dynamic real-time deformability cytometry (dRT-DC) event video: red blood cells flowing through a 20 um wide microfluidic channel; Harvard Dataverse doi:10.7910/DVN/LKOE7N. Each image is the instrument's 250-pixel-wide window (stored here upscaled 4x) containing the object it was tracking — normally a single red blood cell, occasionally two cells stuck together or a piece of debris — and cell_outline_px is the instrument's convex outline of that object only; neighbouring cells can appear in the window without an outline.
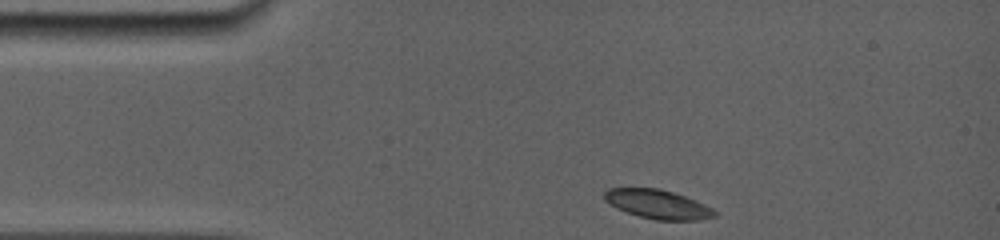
{"species": "common noctule bat (a hibernating species)", "species_latin": "Nyctalus noctula", "temperature_condition": "room temperature", "stored_images_in_passage": 33, "segment_of_instrument_passage": [1, 2], "camera_frame_rate_fps": 5000, "um_per_image_px": 0.085, "animal": {"sex": "female", "body_mass_g": 19.0, "forearm_length_mm": 56.7}, "frame": {"image": 1, "passage_image": 1, "time_ms": 0.0, "image_size_px": [1000, 240], "cell_outline_px": [[716, 216], [700, 220], [656, 220], [640, 216], [616, 208], [604, 200], [604, 192], [608, 188], [660, 188], [684, 196], [704, 204], [712, 208], [716, 212]], "centroid_in_image_um": [55.9, 17.36], "position_along_channel_um": 29.1, "area_um2": 18.5}}
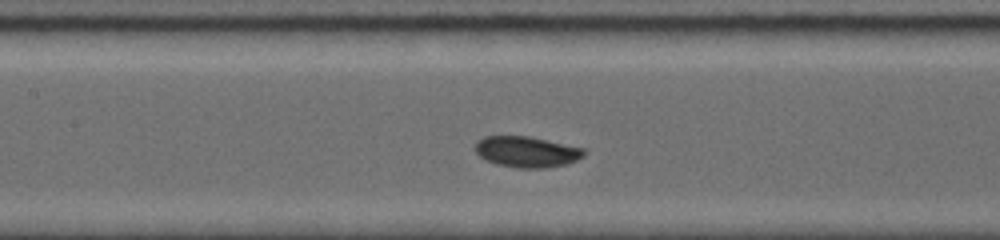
{"frame": {"image": 2, "passage_image": 13, "time_ms": 4.6, "image_size_px": [1000, 240], "cell_outline_px": [[588, 152], [584, 156], [576, 160], [564, 164], [544, 168], [516, 168], [496, 164], [480, 156], [476, 152], [476, 140], [484, 136], [528, 136], [584, 148]], "centroid_in_image_um": [44.78, 12.9], "position_along_channel_um": 162.6, "area_um2": 19.54}}
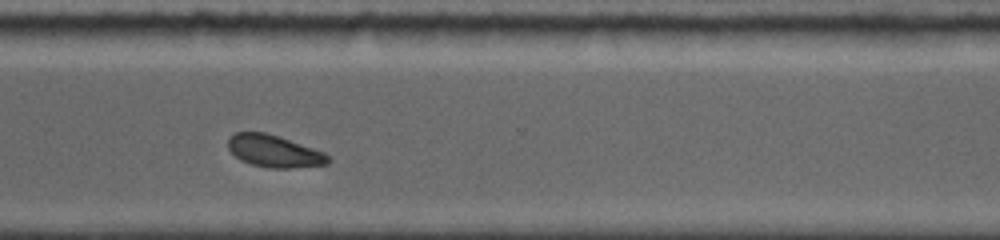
{"frame": {"image": 3, "passage_image": 26, "time_ms": 9.4, "image_size_px": [1000, 240], "cell_outline_px": [[332, 160], [328, 164], [292, 168], [268, 168], [252, 164], [240, 160], [228, 148], [228, 140], [236, 132], [264, 132], [280, 136], [324, 152]], "centroid_in_image_um": [23.33, 12.85], "position_along_channel_um": 347.3, "area_um2": 18.73}}